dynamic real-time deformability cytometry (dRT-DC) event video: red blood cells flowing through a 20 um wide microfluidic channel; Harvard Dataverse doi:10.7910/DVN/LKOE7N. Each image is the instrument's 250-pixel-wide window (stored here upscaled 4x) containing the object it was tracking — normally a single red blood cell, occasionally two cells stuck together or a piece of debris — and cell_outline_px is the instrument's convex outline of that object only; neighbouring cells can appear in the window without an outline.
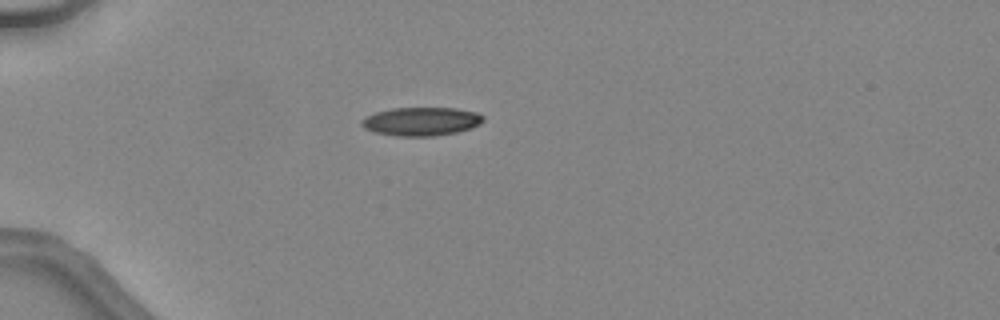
{"species": "common noctule bat (a hibernating species)", "species_latin": "Nyctalus noctula", "temperature_condition": "warm", "stored_images_in_passage": 28, "camera_frame_rate_fps": 3000, "um_per_image_px": 0.085, "animal": {"sex": "female", "body_mass_g": 24.6, "forearm_length_mm": 56.2}, "frame": {"image": 1, "passage_image": 4, "time_ms": 1.0, "image_size_px": [1000, 320], "cell_outline_px": [[484, 120], [480, 124], [472, 128], [456, 132], [432, 136], [396, 136], [376, 132], [364, 128], [360, 124], [360, 120], [376, 112], [392, 108], [456, 108], [476, 112], [484, 116]], "centroid_in_image_um": [35.82, 10.32], "position_along_channel_um": 49.2, "area_um2": 20.17}}
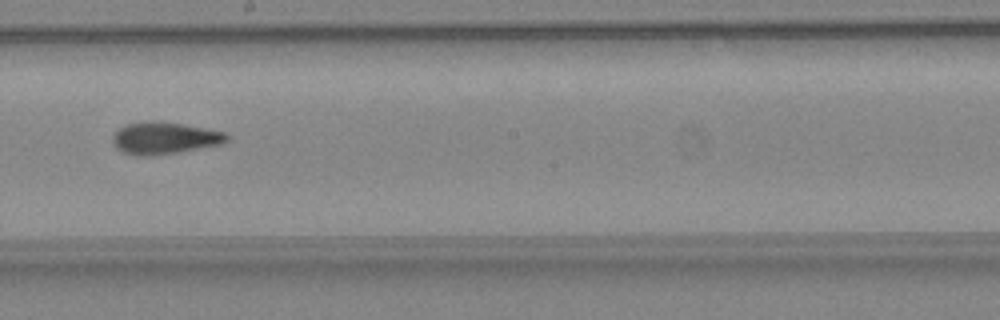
{"frame": {"image": 2, "passage_image": 18, "time_ms": 5.667, "image_size_px": [1000, 320], "cell_outline_px": [[232, 136], [224, 144], [152, 156], [136, 156], [124, 152], [116, 148], [112, 140], [112, 136], [124, 124], [152, 120], [184, 124], [224, 132]], "centroid_in_image_um": [13.99, 11.73], "position_along_channel_um": 234.2, "area_um2": 21.44}}
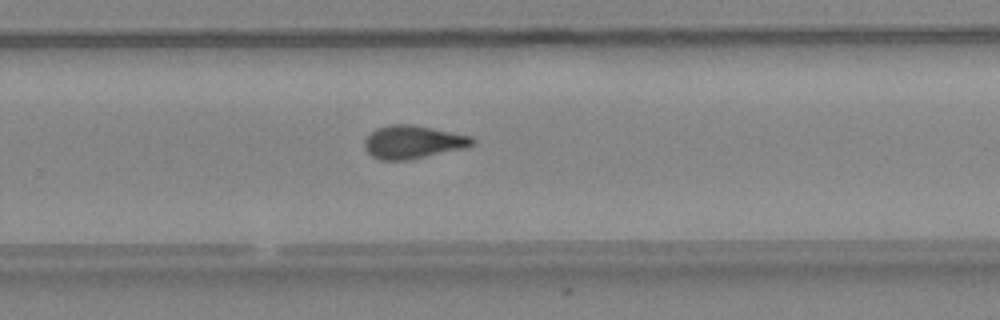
{"frame": {"image": 3, "passage_image": 22, "time_ms": 7.0, "image_size_px": [1000, 320], "cell_outline_px": [[476, 140], [472, 144], [464, 148], [408, 160], [380, 160], [372, 156], [364, 148], [364, 140], [376, 128], [392, 124], [412, 124], [472, 136]], "centroid_in_image_um": [35.08, 12.07], "position_along_channel_um": 294.7, "area_um2": 20.69}, "authors_computed_cell_mechanics": {"area_um2": 20.6924, "velocity_mm_per_s": 4.5693, "shape_relaxation_time_tau1_ms": 10.7244, "shape_relaxation_time_tau2_ms": 1.9141, "deformation_change_tau1": 0.2763, "deformation_change_tau2": 0.0822}}